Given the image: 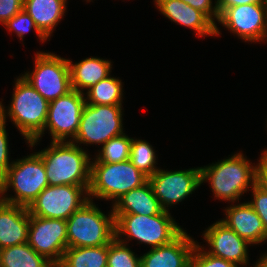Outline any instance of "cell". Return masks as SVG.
<instances>
[{
  "label": "cell",
  "mask_w": 267,
  "mask_h": 267,
  "mask_svg": "<svg viewBox=\"0 0 267 267\" xmlns=\"http://www.w3.org/2000/svg\"><path fill=\"white\" fill-rule=\"evenodd\" d=\"M253 3H264V0H217L216 5L219 13L221 14L227 7Z\"/></svg>",
  "instance_id": "obj_36"
},
{
  "label": "cell",
  "mask_w": 267,
  "mask_h": 267,
  "mask_svg": "<svg viewBox=\"0 0 267 267\" xmlns=\"http://www.w3.org/2000/svg\"><path fill=\"white\" fill-rule=\"evenodd\" d=\"M30 213L27 207L0 202V249L27 243Z\"/></svg>",
  "instance_id": "obj_18"
},
{
  "label": "cell",
  "mask_w": 267,
  "mask_h": 267,
  "mask_svg": "<svg viewBox=\"0 0 267 267\" xmlns=\"http://www.w3.org/2000/svg\"><path fill=\"white\" fill-rule=\"evenodd\" d=\"M108 245L71 247L64 252L57 267H107Z\"/></svg>",
  "instance_id": "obj_24"
},
{
  "label": "cell",
  "mask_w": 267,
  "mask_h": 267,
  "mask_svg": "<svg viewBox=\"0 0 267 267\" xmlns=\"http://www.w3.org/2000/svg\"><path fill=\"white\" fill-rule=\"evenodd\" d=\"M265 8H266V22H267V0H264Z\"/></svg>",
  "instance_id": "obj_38"
},
{
  "label": "cell",
  "mask_w": 267,
  "mask_h": 267,
  "mask_svg": "<svg viewBox=\"0 0 267 267\" xmlns=\"http://www.w3.org/2000/svg\"><path fill=\"white\" fill-rule=\"evenodd\" d=\"M122 105L85 104L72 143L102 144L123 133Z\"/></svg>",
  "instance_id": "obj_8"
},
{
  "label": "cell",
  "mask_w": 267,
  "mask_h": 267,
  "mask_svg": "<svg viewBox=\"0 0 267 267\" xmlns=\"http://www.w3.org/2000/svg\"><path fill=\"white\" fill-rule=\"evenodd\" d=\"M70 69L71 87L83 93L102 79L110 75L111 62L96 57L86 58L79 63L72 64L68 60Z\"/></svg>",
  "instance_id": "obj_21"
},
{
  "label": "cell",
  "mask_w": 267,
  "mask_h": 267,
  "mask_svg": "<svg viewBox=\"0 0 267 267\" xmlns=\"http://www.w3.org/2000/svg\"><path fill=\"white\" fill-rule=\"evenodd\" d=\"M8 112L0 101V120L6 123V114L25 137L30 146L40 140L48 115L49 102L23 77L17 78Z\"/></svg>",
  "instance_id": "obj_1"
},
{
  "label": "cell",
  "mask_w": 267,
  "mask_h": 267,
  "mask_svg": "<svg viewBox=\"0 0 267 267\" xmlns=\"http://www.w3.org/2000/svg\"><path fill=\"white\" fill-rule=\"evenodd\" d=\"M5 127V123L0 121V179L7 174L8 168L12 165V162L9 164L8 138Z\"/></svg>",
  "instance_id": "obj_32"
},
{
  "label": "cell",
  "mask_w": 267,
  "mask_h": 267,
  "mask_svg": "<svg viewBox=\"0 0 267 267\" xmlns=\"http://www.w3.org/2000/svg\"><path fill=\"white\" fill-rule=\"evenodd\" d=\"M1 267H56L28 243L0 249Z\"/></svg>",
  "instance_id": "obj_23"
},
{
  "label": "cell",
  "mask_w": 267,
  "mask_h": 267,
  "mask_svg": "<svg viewBox=\"0 0 267 267\" xmlns=\"http://www.w3.org/2000/svg\"><path fill=\"white\" fill-rule=\"evenodd\" d=\"M112 207L113 214L153 216L163 211L149 181L124 194Z\"/></svg>",
  "instance_id": "obj_20"
},
{
  "label": "cell",
  "mask_w": 267,
  "mask_h": 267,
  "mask_svg": "<svg viewBox=\"0 0 267 267\" xmlns=\"http://www.w3.org/2000/svg\"><path fill=\"white\" fill-rule=\"evenodd\" d=\"M225 211L226 219L221 221L250 245L267 240L262 220L248 202L232 204Z\"/></svg>",
  "instance_id": "obj_19"
},
{
  "label": "cell",
  "mask_w": 267,
  "mask_h": 267,
  "mask_svg": "<svg viewBox=\"0 0 267 267\" xmlns=\"http://www.w3.org/2000/svg\"><path fill=\"white\" fill-rule=\"evenodd\" d=\"M147 181L148 177L130 160L118 163L91 162L88 197L114 199L116 202L124 194L141 187Z\"/></svg>",
  "instance_id": "obj_6"
},
{
  "label": "cell",
  "mask_w": 267,
  "mask_h": 267,
  "mask_svg": "<svg viewBox=\"0 0 267 267\" xmlns=\"http://www.w3.org/2000/svg\"><path fill=\"white\" fill-rule=\"evenodd\" d=\"M115 217L116 238L127 236L149 244L152 248L171 243L184 230L177 225L169 211L158 215L113 214ZM130 238V239H129Z\"/></svg>",
  "instance_id": "obj_7"
},
{
  "label": "cell",
  "mask_w": 267,
  "mask_h": 267,
  "mask_svg": "<svg viewBox=\"0 0 267 267\" xmlns=\"http://www.w3.org/2000/svg\"><path fill=\"white\" fill-rule=\"evenodd\" d=\"M257 166L256 184L267 192V149L263 151Z\"/></svg>",
  "instance_id": "obj_35"
},
{
  "label": "cell",
  "mask_w": 267,
  "mask_h": 267,
  "mask_svg": "<svg viewBox=\"0 0 267 267\" xmlns=\"http://www.w3.org/2000/svg\"><path fill=\"white\" fill-rule=\"evenodd\" d=\"M242 153H237L216 164L201 168V183L210 181L212 192L216 198L234 202L239 200L248 189L256 184L257 166Z\"/></svg>",
  "instance_id": "obj_3"
},
{
  "label": "cell",
  "mask_w": 267,
  "mask_h": 267,
  "mask_svg": "<svg viewBox=\"0 0 267 267\" xmlns=\"http://www.w3.org/2000/svg\"><path fill=\"white\" fill-rule=\"evenodd\" d=\"M203 235L211 249L207 253L238 266L248 264L247 245L250 244L221 220L208 227Z\"/></svg>",
  "instance_id": "obj_15"
},
{
  "label": "cell",
  "mask_w": 267,
  "mask_h": 267,
  "mask_svg": "<svg viewBox=\"0 0 267 267\" xmlns=\"http://www.w3.org/2000/svg\"><path fill=\"white\" fill-rule=\"evenodd\" d=\"M32 73L22 76L48 102L72 90L68 59L53 53L37 52Z\"/></svg>",
  "instance_id": "obj_9"
},
{
  "label": "cell",
  "mask_w": 267,
  "mask_h": 267,
  "mask_svg": "<svg viewBox=\"0 0 267 267\" xmlns=\"http://www.w3.org/2000/svg\"><path fill=\"white\" fill-rule=\"evenodd\" d=\"M190 267H238V265L207 253L196 243L191 254Z\"/></svg>",
  "instance_id": "obj_30"
},
{
  "label": "cell",
  "mask_w": 267,
  "mask_h": 267,
  "mask_svg": "<svg viewBox=\"0 0 267 267\" xmlns=\"http://www.w3.org/2000/svg\"><path fill=\"white\" fill-rule=\"evenodd\" d=\"M77 145L71 141L51 142L50 147L37 152L43 160L50 186H90L92 161Z\"/></svg>",
  "instance_id": "obj_2"
},
{
  "label": "cell",
  "mask_w": 267,
  "mask_h": 267,
  "mask_svg": "<svg viewBox=\"0 0 267 267\" xmlns=\"http://www.w3.org/2000/svg\"><path fill=\"white\" fill-rule=\"evenodd\" d=\"M218 22L238 37L257 42L267 38L266 8L264 3L227 7Z\"/></svg>",
  "instance_id": "obj_14"
},
{
  "label": "cell",
  "mask_w": 267,
  "mask_h": 267,
  "mask_svg": "<svg viewBox=\"0 0 267 267\" xmlns=\"http://www.w3.org/2000/svg\"><path fill=\"white\" fill-rule=\"evenodd\" d=\"M88 190L89 186L49 185L32 202L28 211L32 216L67 220L89 200Z\"/></svg>",
  "instance_id": "obj_10"
},
{
  "label": "cell",
  "mask_w": 267,
  "mask_h": 267,
  "mask_svg": "<svg viewBox=\"0 0 267 267\" xmlns=\"http://www.w3.org/2000/svg\"><path fill=\"white\" fill-rule=\"evenodd\" d=\"M27 243L57 267L68 248L66 220L30 215Z\"/></svg>",
  "instance_id": "obj_12"
},
{
  "label": "cell",
  "mask_w": 267,
  "mask_h": 267,
  "mask_svg": "<svg viewBox=\"0 0 267 267\" xmlns=\"http://www.w3.org/2000/svg\"><path fill=\"white\" fill-rule=\"evenodd\" d=\"M159 11L171 21L192 28L198 36L219 35V29L203 12L181 0H155Z\"/></svg>",
  "instance_id": "obj_17"
},
{
  "label": "cell",
  "mask_w": 267,
  "mask_h": 267,
  "mask_svg": "<svg viewBox=\"0 0 267 267\" xmlns=\"http://www.w3.org/2000/svg\"><path fill=\"white\" fill-rule=\"evenodd\" d=\"M66 0H24V10L34 20L38 30L48 39L63 18Z\"/></svg>",
  "instance_id": "obj_22"
},
{
  "label": "cell",
  "mask_w": 267,
  "mask_h": 267,
  "mask_svg": "<svg viewBox=\"0 0 267 267\" xmlns=\"http://www.w3.org/2000/svg\"><path fill=\"white\" fill-rule=\"evenodd\" d=\"M132 138L124 134L111 138L99 151L96 160L93 162L118 163L130 160Z\"/></svg>",
  "instance_id": "obj_26"
},
{
  "label": "cell",
  "mask_w": 267,
  "mask_h": 267,
  "mask_svg": "<svg viewBox=\"0 0 267 267\" xmlns=\"http://www.w3.org/2000/svg\"><path fill=\"white\" fill-rule=\"evenodd\" d=\"M196 242L183 231L171 243L151 248L141 257V267H190Z\"/></svg>",
  "instance_id": "obj_16"
},
{
  "label": "cell",
  "mask_w": 267,
  "mask_h": 267,
  "mask_svg": "<svg viewBox=\"0 0 267 267\" xmlns=\"http://www.w3.org/2000/svg\"><path fill=\"white\" fill-rule=\"evenodd\" d=\"M0 195H2V188H1V179H0ZM2 201V197H0V202Z\"/></svg>",
  "instance_id": "obj_39"
},
{
  "label": "cell",
  "mask_w": 267,
  "mask_h": 267,
  "mask_svg": "<svg viewBox=\"0 0 267 267\" xmlns=\"http://www.w3.org/2000/svg\"><path fill=\"white\" fill-rule=\"evenodd\" d=\"M89 199L67 220L68 248L109 245L116 237L113 210L105 215Z\"/></svg>",
  "instance_id": "obj_4"
},
{
  "label": "cell",
  "mask_w": 267,
  "mask_h": 267,
  "mask_svg": "<svg viewBox=\"0 0 267 267\" xmlns=\"http://www.w3.org/2000/svg\"><path fill=\"white\" fill-rule=\"evenodd\" d=\"M84 93L71 90L66 95L49 102L45 129L49 128L52 142L69 141L75 138L86 104Z\"/></svg>",
  "instance_id": "obj_11"
},
{
  "label": "cell",
  "mask_w": 267,
  "mask_h": 267,
  "mask_svg": "<svg viewBox=\"0 0 267 267\" xmlns=\"http://www.w3.org/2000/svg\"><path fill=\"white\" fill-rule=\"evenodd\" d=\"M122 87L121 80L111 77L110 75L87 90V98L85 97L86 103L98 105H122Z\"/></svg>",
  "instance_id": "obj_25"
},
{
  "label": "cell",
  "mask_w": 267,
  "mask_h": 267,
  "mask_svg": "<svg viewBox=\"0 0 267 267\" xmlns=\"http://www.w3.org/2000/svg\"><path fill=\"white\" fill-rule=\"evenodd\" d=\"M253 200L248 202L262 220L265 232L267 233V192L257 184L252 187Z\"/></svg>",
  "instance_id": "obj_31"
},
{
  "label": "cell",
  "mask_w": 267,
  "mask_h": 267,
  "mask_svg": "<svg viewBox=\"0 0 267 267\" xmlns=\"http://www.w3.org/2000/svg\"><path fill=\"white\" fill-rule=\"evenodd\" d=\"M130 161L148 178L158 170L154 149L145 140L132 138Z\"/></svg>",
  "instance_id": "obj_27"
},
{
  "label": "cell",
  "mask_w": 267,
  "mask_h": 267,
  "mask_svg": "<svg viewBox=\"0 0 267 267\" xmlns=\"http://www.w3.org/2000/svg\"><path fill=\"white\" fill-rule=\"evenodd\" d=\"M148 181L162 209L169 211V205L181 202L202 184L201 168L179 171H165L158 168Z\"/></svg>",
  "instance_id": "obj_13"
},
{
  "label": "cell",
  "mask_w": 267,
  "mask_h": 267,
  "mask_svg": "<svg viewBox=\"0 0 267 267\" xmlns=\"http://www.w3.org/2000/svg\"><path fill=\"white\" fill-rule=\"evenodd\" d=\"M24 9V0H0V23L5 24Z\"/></svg>",
  "instance_id": "obj_33"
},
{
  "label": "cell",
  "mask_w": 267,
  "mask_h": 267,
  "mask_svg": "<svg viewBox=\"0 0 267 267\" xmlns=\"http://www.w3.org/2000/svg\"><path fill=\"white\" fill-rule=\"evenodd\" d=\"M47 186L45 166L36 152L12 162L7 174L1 179L2 201L28 208ZM11 187L15 191V197L3 196Z\"/></svg>",
  "instance_id": "obj_5"
},
{
  "label": "cell",
  "mask_w": 267,
  "mask_h": 267,
  "mask_svg": "<svg viewBox=\"0 0 267 267\" xmlns=\"http://www.w3.org/2000/svg\"><path fill=\"white\" fill-rule=\"evenodd\" d=\"M254 267H267V253L258 259Z\"/></svg>",
  "instance_id": "obj_37"
},
{
  "label": "cell",
  "mask_w": 267,
  "mask_h": 267,
  "mask_svg": "<svg viewBox=\"0 0 267 267\" xmlns=\"http://www.w3.org/2000/svg\"><path fill=\"white\" fill-rule=\"evenodd\" d=\"M182 2L190 5L192 8L203 12L214 24V19L218 20L220 13L217 5L212 6V0H181ZM215 17V18H213Z\"/></svg>",
  "instance_id": "obj_34"
},
{
  "label": "cell",
  "mask_w": 267,
  "mask_h": 267,
  "mask_svg": "<svg viewBox=\"0 0 267 267\" xmlns=\"http://www.w3.org/2000/svg\"><path fill=\"white\" fill-rule=\"evenodd\" d=\"M10 32L13 30L16 32L17 36L23 40L25 33L29 32L31 29H34L37 33L39 39L44 42L47 38L38 30L34 20L29 16V14L22 9L14 17L8 20L5 24Z\"/></svg>",
  "instance_id": "obj_29"
},
{
  "label": "cell",
  "mask_w": 267,
  "mask_h": 267,
  "mask_svg": "<svg viewBox=\"0 0 267 267\" xmlns=\"http://www.w3.org/2000/svg\"><path fill=\"white\" fill-rule=\"evenodd\" d=\"M124 239L114 238L108 245L107 267H141V257L127 247Z\"/></svg>",
  "instance_id": "obj_28"
}]
</instances>
